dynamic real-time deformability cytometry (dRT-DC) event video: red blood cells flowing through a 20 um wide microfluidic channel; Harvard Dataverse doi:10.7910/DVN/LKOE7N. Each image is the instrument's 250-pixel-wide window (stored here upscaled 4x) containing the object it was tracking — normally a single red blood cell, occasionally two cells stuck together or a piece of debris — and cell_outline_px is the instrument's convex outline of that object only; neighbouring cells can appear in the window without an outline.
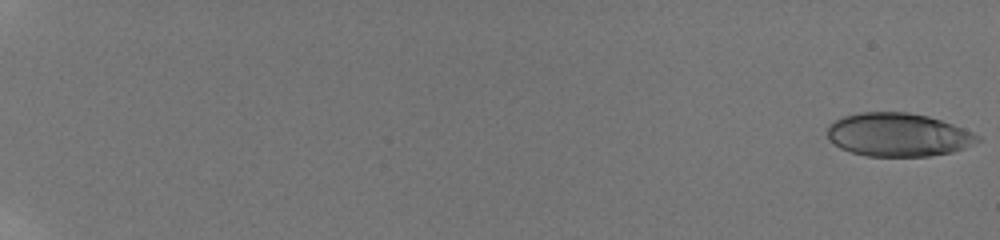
{"species": "human", "species_latin": "Homo sapiens", "temperature_condition": "room temperature", "stored_images_in_passage": 58, "camera_frame_rate_fps": 3000, "um_per_image_px": 0.085, "donor": {"sex": "male"}, "frame": {"image": 1, "passage_image": 1, "time_ms": 0.0, "image_size_px": [1000, 240], "cell_outline_px": [[980, 140], [964, 148], [952, 152], [928, 156], [868, 156], [852, 152], [840, 148], [828, 140], [828, 124], [844, 116], [860, 112], [908, 112], [928, 116], [964, 128], [980, 136]], "centroid_in_image_um": [76.33, 11.45], "position_along_channel_um": 8.7, "area_um2": 37.92}}
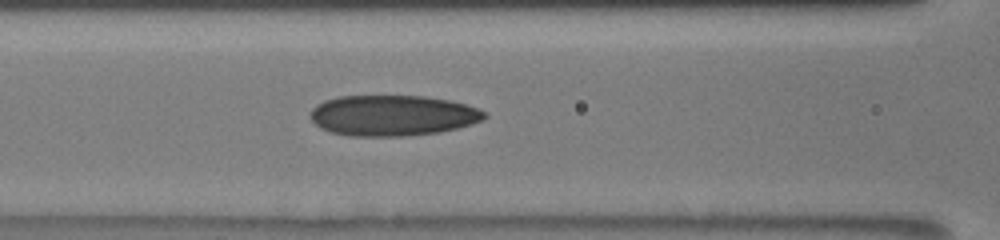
{"frame": {"image": 2, "passage_image": 30, "time_ms": 9.667, "image_size_px": [1000, 240], "cell_outline_px": [[488, 116], [484, 120], [472, 124], [440, 132], [404, 136], [348, 136], [332, 132], [320, 128], [308, 116], [312, 108], [316, 104], [324, 100], [340, 96], [424, 96], [448, 100], [464, 104], [476, 108], [484, 112]], "centroid_in_image_um": [33.34, 9.82], "position_along_channel_um": 133.3, "area_um2": 41.38}}
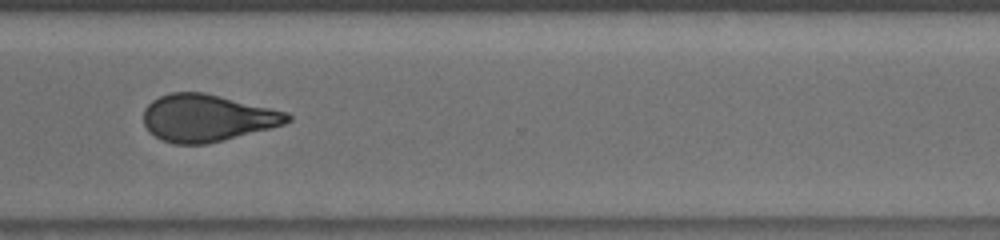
{"frame": {"image": 3, "passage_image": 47, "time_ms": 15.333, "image_size_px": [1000, 240], "cell_outline_px": [[292, 120], [284, 124], [224, 140], [208, 144], [172, 144], [148, 132], [144, 124], [144, 108], [152, 100], [168, 92], [204, 92], [288, 112], [292, 116]], "centroid_in_image_um": [17.59, 10.02], "position_along_channel_um": 353.0, "area_um2": 39.54}, "authors_computed_cell_mechanics": {"area_um2": 39.5352, "velocity_mm_per_s": 3.886, "shape_relaxation_time_tau1_ms": 6.1295, "shape_relaxation_time_tau2_ms": 2.0043, "deformation_change_tau1": 0.1854, "deformation_change_tau2": 0.1023}}